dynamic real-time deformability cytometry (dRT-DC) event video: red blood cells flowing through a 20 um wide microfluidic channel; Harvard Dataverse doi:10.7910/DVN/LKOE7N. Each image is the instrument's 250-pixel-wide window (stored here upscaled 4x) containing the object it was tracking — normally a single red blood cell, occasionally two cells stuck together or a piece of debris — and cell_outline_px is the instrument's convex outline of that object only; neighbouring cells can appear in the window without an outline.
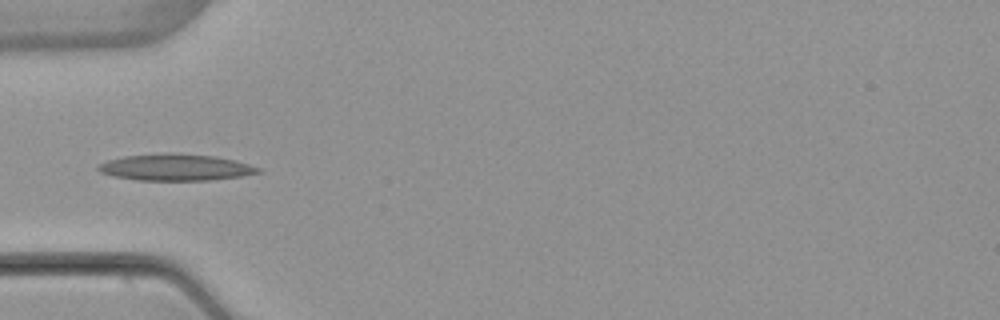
{"species": "common noctule bat (a hibernating species)", "species_latin": "Nyctalus noctula", "temperature_condition": "warm", "stored_images_in_passage": 6, "camera_frame_rate_fps": 3000, "um_per_image_px": 0.085, "animal": {"sex": "female", "body_mass_g": 22.7, "forearm_length_mm": 54.2}, "frame": {"image": 1, "passage_image": 5, "time_ms": 5.0, "image_size_px": [1000, 320], "cell_outline_px": [[264, 172], [240, 176], [208, 180], [136, 180], [112, 176], [100, 172], [96, 168], [100, 164], [108, 160], [124, 156], [168, 152], [180, 152], [216, 156], [248, 164], [260, 168]], "centroid_in_image_um": [14.91, 14.21], "position_along_channel_um": 70.1, "area_um2": 24.91}}